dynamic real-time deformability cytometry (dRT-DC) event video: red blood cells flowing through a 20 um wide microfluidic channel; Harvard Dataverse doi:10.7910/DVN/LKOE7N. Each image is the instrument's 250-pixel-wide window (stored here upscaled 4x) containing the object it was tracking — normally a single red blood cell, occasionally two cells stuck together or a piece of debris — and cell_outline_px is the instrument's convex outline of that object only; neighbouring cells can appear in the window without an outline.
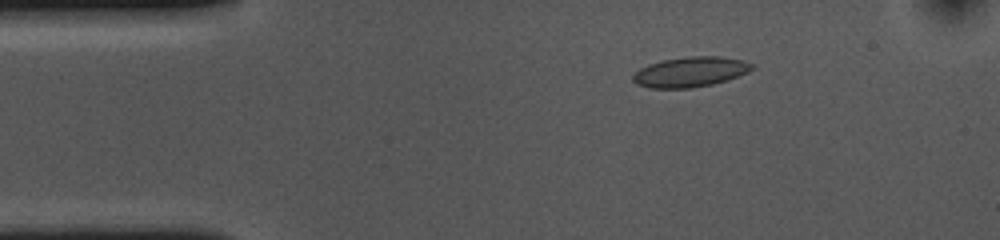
{"species": "common noctule bat (a hibernating species)", "species_latin": "Nyctalus noctula", "temperature_condition": "cold", "stored_images_in_passage": 53, "camera_frame_rate_fps": 3000, "um_per_image_px": 0.085, "animal": {"sex": "female", "body_mass_g": 10.0, "forearm_length_mm": 53.1}, "frame": {"image": 1, "passage_image": 8, "time_ms": 2.333, "image_size_px": [1000, 240], "cell_outline_px": [[756, 68], [748, 72], [728, 80], [712, 84], [692, 88], [652, 88], [636, 84], [632, 80], [632, 76], [640, 68], [648, 64], [664, 60], [688, 56], [720, 56], [740, 60], [756, 64]], "centroid_in_image_um": [58.71, 6.11], "position_along_channel_um": 26.3, "area_um2": 20.98}}
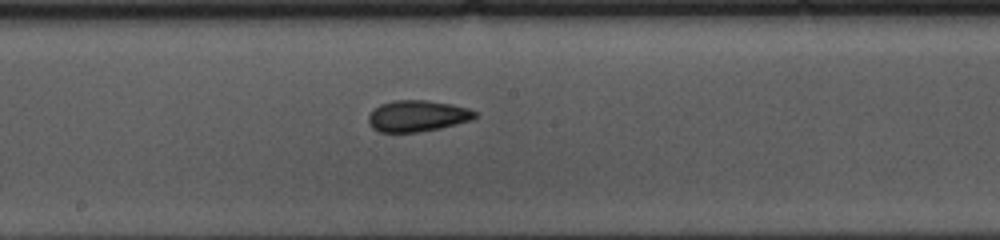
{"frame": {"image": 2, "passage_image": 27, "time_ms": 8.667, "image_size_px": [1000, 240], "cell_outline_px": [[476, 116], [472, 120], [440, 128], [416, 132], [380, 132], [372, 128], [368, 124], [368, 116], [380, 104], [392, 100], [424, 100], [452, 104], [468, 108], [476, 112]], "centroid_in_image_um": [35.46, 9.85], "position_along_channel_um": 212.7, "area_um2": 19.36}}
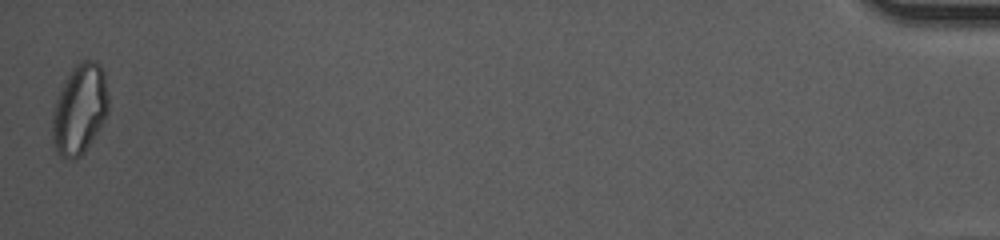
{"frame": {"image": 3, "passage_image": 53, "time_ms": 17.333, "image_size_px": [1000, 240], "cell_outline_px": [[108, 112], [104, 120], [84, 152], [80, 156], [68, 160], [60, 156], [52, 140], [52, 112], [56, 100], [64, 80], [72, 68], [80, 60], [96, 60], [100, 64], [104, 72], [108, 96]], "centroid_in_image_um": [6.76, 9.25], "position_along_channel_um": 428.4, "area_um2": 29.48}, "authors_computed_cell_mechanics": {"area_um2": 19.8254, "velocity_mm_per_s": 3.6492, "shape_relaxation_time_tau1_ms": 8.7161, "shape_relaxation_time_tau2_ms": 2.92, "deformation_change_tau1": 0.1413, "deformation_change_tau2": 0.0721}}